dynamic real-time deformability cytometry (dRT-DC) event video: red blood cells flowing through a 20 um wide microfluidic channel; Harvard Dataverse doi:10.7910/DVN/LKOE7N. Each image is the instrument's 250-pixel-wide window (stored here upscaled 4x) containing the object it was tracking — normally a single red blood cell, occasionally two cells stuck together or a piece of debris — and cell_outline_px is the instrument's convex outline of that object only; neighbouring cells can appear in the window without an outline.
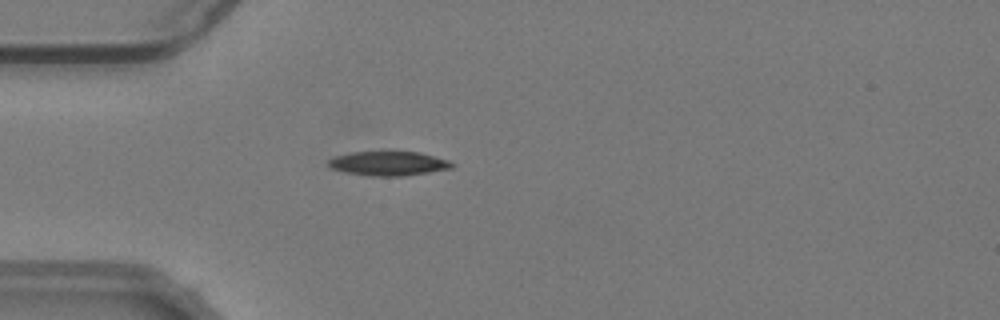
{"species": "common noctule bat (a hibernating species)", "species_latin": "Nyctalus noctula", "temperature_condition": "warm", "stored_images_in_passage": 39, "camera_frame_rate_fps": 3000, "um_per_image_px": 0.085, "animal": {"sex": "male", "body_mass_g": 19.2, "forearm_length_mm": 51.8}, "frame": {"image": 1, "passage_image": 9, "time_ms": 2.667, "image_size_px": [1000, 320], "cell_outline_px": [[456, 164], [452, 168], [404, 176], [372, 176], [344, 172], [332, 168], [328, 164], [328, 160], [336, 156], [352, 152], [420, 152], [448, 160]], "centroid_in_image_um": [33.04, 13.9], "position_along_channel_um": 52.0, "area_um2": 17.34}}
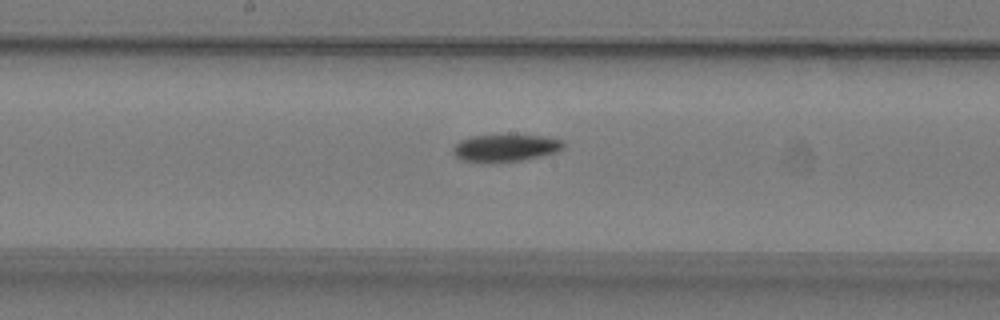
{"frame": {"image": 2, "passage_image": 22, "time_ms": 7.0, "image_size_px": [1000, 320], "cell_outline_px": [[564, 148], [556, 152], [540, 156], [520, 160], [460, 160], [452, 152], [452, 148], [460, 140], [472, 136], [544, 136], [564, 140]], "centroid_in_image_um": [43.0, 12.54], "position_along_channel_um": 205.2, "area_um2": 16.7}}
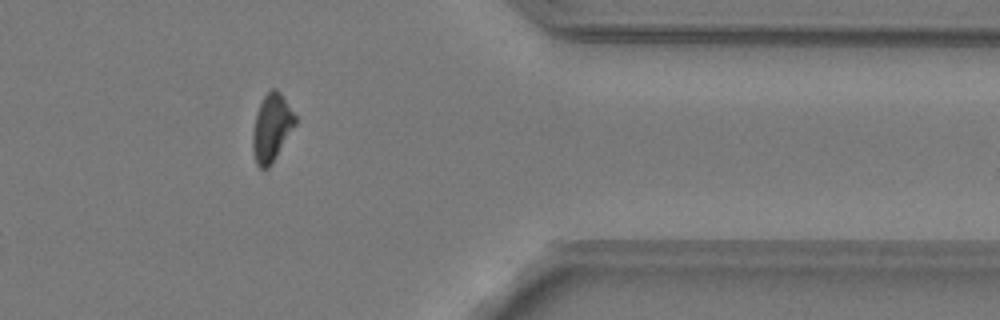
{"frame": {"image": 3, "passage_image": 38, "time_ms": 12.333, "image_size_px": [1000, 320], "cell_outline_px": [[296, 124], [272, 164], [268, 168], [260, 168], [256, 164], [252, 148], [252, 132], [256, 116], [260, 104], [264, 96], [272, 88], [276, 88], [280, 92], [296, 116]], "centroid_in_image_um": [23.09, 10.87], "position_along_channel_um": 388.3, "area_um2": 16.65}}